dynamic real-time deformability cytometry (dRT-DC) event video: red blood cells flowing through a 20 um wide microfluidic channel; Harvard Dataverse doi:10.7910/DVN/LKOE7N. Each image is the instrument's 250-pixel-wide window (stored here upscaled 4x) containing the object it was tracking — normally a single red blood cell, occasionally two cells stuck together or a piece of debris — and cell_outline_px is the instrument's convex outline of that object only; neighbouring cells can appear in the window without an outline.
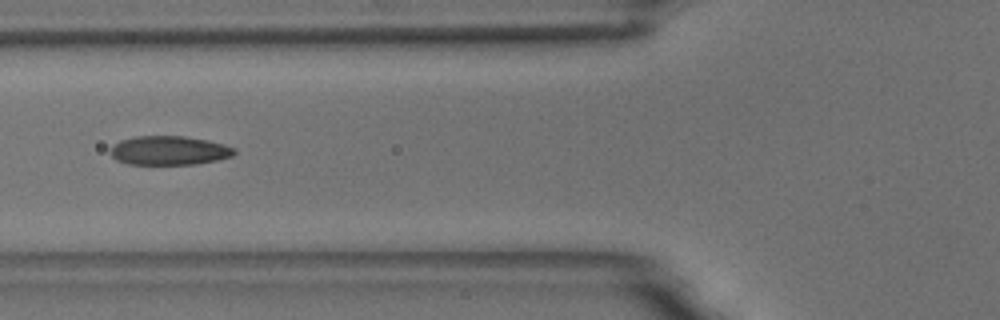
{"species": "common noctule bat (a hibernating species)", "species_latin": "Nyctalus noctula", "temperature_condition": "room temperature", "stored_images_in_passage": 12, "camera_frame_rate_fps": 3000, "um_per_image_px": 0.085, "animal": {"sex": "male", "body_mass_g": 18.8}, "frame": {"image": 1, "passage_image": 6, "time_ms": 1.667, "image_size_px": [1000, 320], "cell_outline_px": [[236, 152], [232, 156], [216, 160], [196, 164], [128, 164], [116, 160], [112, 156], [112, 148], [120, 140], [136, 136], [184, 136], [208, 140], [224, 144], [236, 148]], "centroid_in_image_um": [14.41, 12.79], "position_along_channel_um": 111.4, "area_um2": 20.87}}